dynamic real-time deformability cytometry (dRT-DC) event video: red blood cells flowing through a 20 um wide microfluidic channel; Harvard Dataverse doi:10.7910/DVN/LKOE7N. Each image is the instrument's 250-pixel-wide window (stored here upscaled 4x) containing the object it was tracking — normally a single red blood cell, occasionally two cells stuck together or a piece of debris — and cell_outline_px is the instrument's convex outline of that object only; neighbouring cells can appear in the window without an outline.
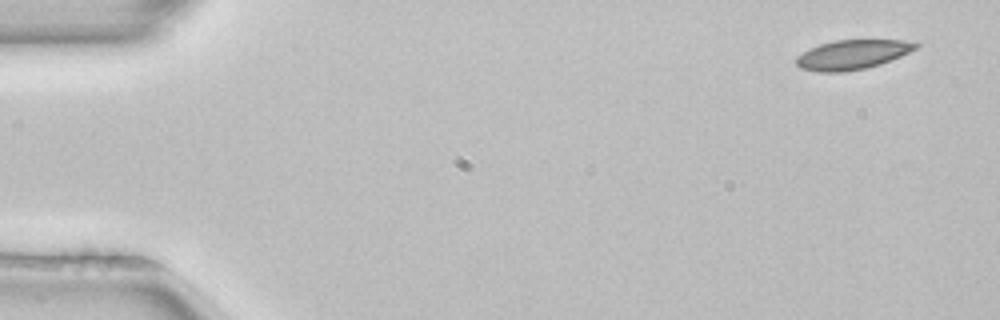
{"species": "common noctule bat (a hibernating species)", "species_latin": "Nyctalus noctula", "temperature_condition": "room temperature", "stored_images_in_passage": 50, "camera_frame_rate_fps": 3000, "um_per_image_px": 0.085, "animal": {"sex": "female", "body_mass_g": 22.7, "forearm_length_mm": 54.2}, "frame": {"image": 1, "passage_image": 1, "time_ms": 0.0, "image_size_px": [1000, 320], "cell_outline_px": [[920, 44], [916, 48], [900, 56], [880, 64], [864, 68], [840, 72], [820, 72], [800, 68], [796, 64], [796, 56], [820, 44], [836, 40], [904, 40]], "centroid_in_image_um": [72.43, 4.64], "position_along_channel_um": 12.6, "area_um2": 20.17}}
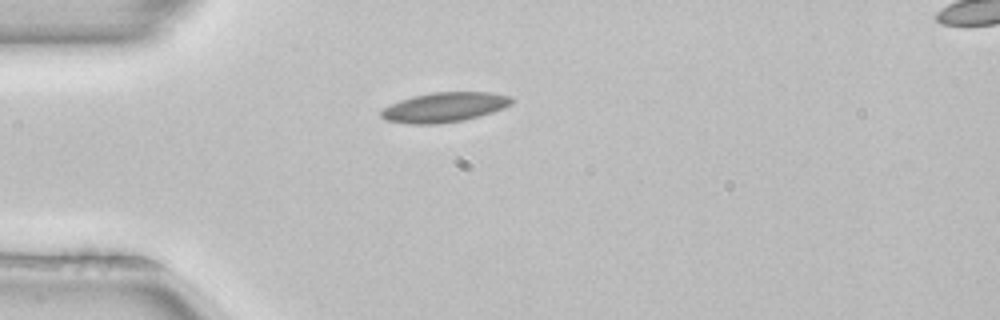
{"frame": {"image": 2, "passage_image": 12, "time_ms": 3.667, "image_size_px": [1000, 320], "cell_outline_px": [[512, 104], [492, 112], [480, 116], [464, 120], [440, 124], [408, 124], [384, 120], [380, 116], [380, 112], [384, 108], [400, 100], [412, 96], [432, 92], [492, 92], [512, 96]], "centroid_in_image_um": [37.77, 9.12], "position_along_channel_um": 47.2, "area_um2": 22.77}}
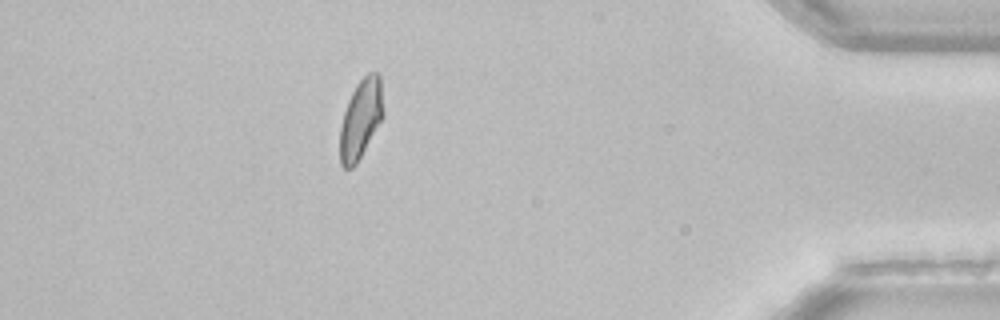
{"frame": {"image": 3, "passage_image": 44, "time_ms": 14.333, "image_size_px": [1000, 320], "cell_outline_px": [[384, 116], [356, 164], [352, 168], [344, 168], [340, 164], [340, 128], [344, 112], [348, 100], [356, 84], [368, 72], [376, 72], [380, 76], [384, 112]], "centroid_in_image_um": [30.67, 10.1], "position_along_channel_um": 404.5, "area_um2": 20.0}, "authors_computed_cell_mechanics": {"area_um2": 20.7502, "velocity_mm_per_s": 3.9605, "shape_relaxation_time_tau1_ms": null, "shape_relaxation_time_tau2_ms": 7.4236, "deformation_change_tau1": null, "deformation_change_tau2": 0.1098}}